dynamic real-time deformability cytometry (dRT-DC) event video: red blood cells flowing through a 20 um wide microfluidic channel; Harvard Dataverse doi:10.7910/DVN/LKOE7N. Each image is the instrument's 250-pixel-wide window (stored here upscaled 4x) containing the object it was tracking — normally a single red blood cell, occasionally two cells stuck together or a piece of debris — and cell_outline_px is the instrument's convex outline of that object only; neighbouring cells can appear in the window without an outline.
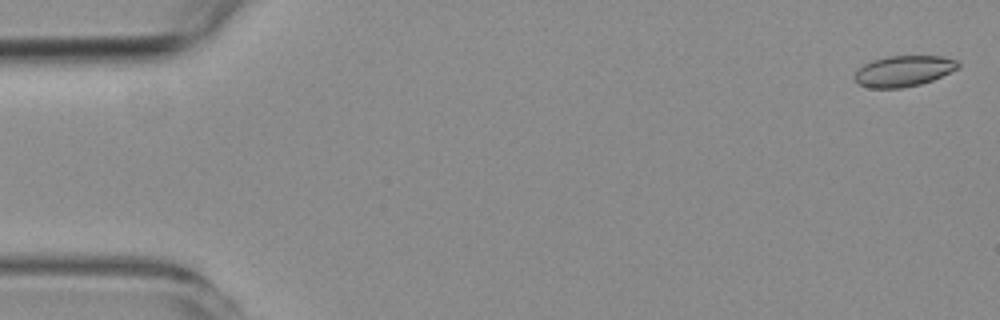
{"species": "common noctule bat (a hibernating species)", "species_latin": "Nyctalus noctula", "temperature_condition": "room temperature", "stored_images_in_passage": 55, "camera_frame_rate_fps": 3000, "um_per_image_px": 0.085, "animal": {"sex": "female", "body_mass_g": 19.3, "forearm_length_mm": 54.1}, "frame": {"image": 1, "passage_image": 2, "time_ms": 0.333, "image_size_px": [1000, 320], "cell_outline_px": [[960, 68], [932, 80], [920, 84], [900, 88], [868, 88], [860, 84], [852, 76], [864, 64], [872, 60], [888, 56], [940, 56], [956, 60], [960, 64]], "centroid_in_image_um": [76.81, 6.04], "position_along_channel_um": 8.2, "area_um2": 18.55}}
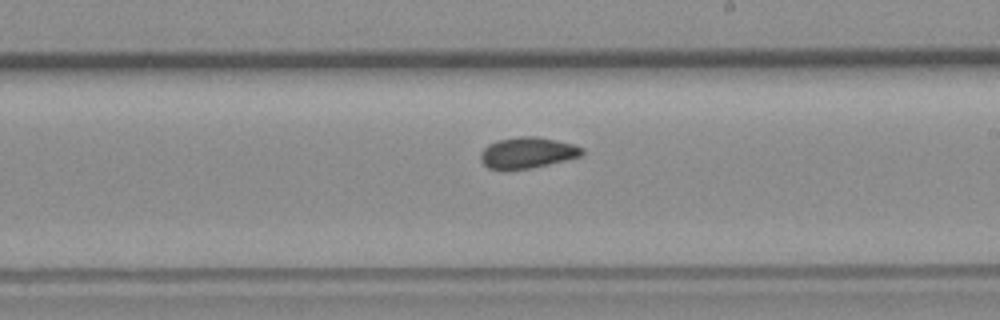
{"frame": {"image": 2, "passage_image": 32, "time_ms": 10.333, "image_size_px": [1000, 320], "cell_outline_px": [[584, 152], [580, 156], [548, 164], [528, 168], [504, 172], [488, 168], [480, 160], [480, 152], [488, 144], [496, 140], [520, 136], [536, 136], [556, 140], [572, 144], [584, 148]], "centroid_in_image_um": [44.76, 13.0], "position_along_channel_um": 244.2, "area_um2": 18.61}}
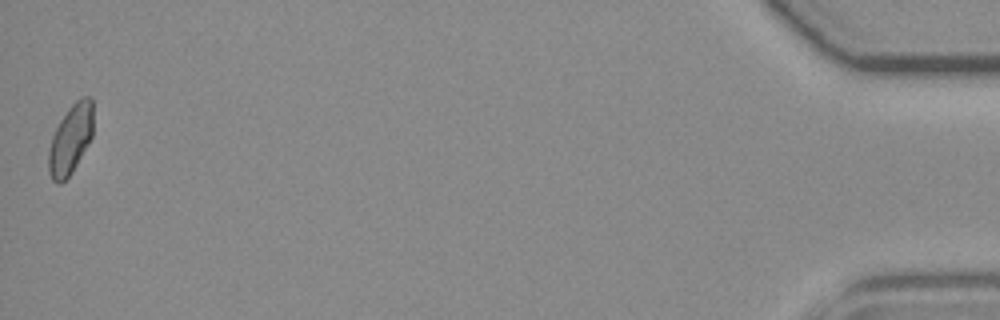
{"frame": {"image": 3, "passage_image": 55, "time_ms": 18.0, "image_size_px": [1000, 320], "cell_outline_px": [[92, 136], [72, 172], [60, 184], [56, 184], [52, 180], [48, 172], [48, 152], [52, 136], [60, 120], [68, 108], [80, 96], [92, 96]], "centroid_in_image_um": [5.98, 11.83], "position_along_channel_um": 429.2, "area_um2": 18.03}, "authors_computed_cell_mechanics": {"area_um2": 18.5538, "velocity_mm_per_s": 3.7479, "shape_relaxation_time_tau1_ms": 7.1565, "shape_relaxation_time_tau2_ms": 1.6304, "deformation_change_tau1": 0.1261, "deformation_change_tau2": 0.0582}}